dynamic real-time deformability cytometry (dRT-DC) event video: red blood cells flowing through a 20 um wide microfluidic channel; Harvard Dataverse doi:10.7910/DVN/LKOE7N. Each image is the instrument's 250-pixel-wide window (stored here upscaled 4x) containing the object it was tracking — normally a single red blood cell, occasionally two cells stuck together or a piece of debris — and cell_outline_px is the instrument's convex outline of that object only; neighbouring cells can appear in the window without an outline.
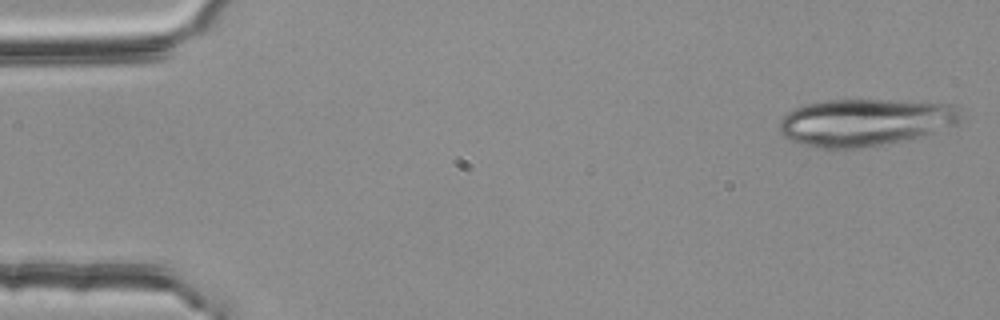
{"species": "common noctule bat (a hibernating species)", "species_latin": "Nyctalus noctula", "temperature_condition": "room temperature", "stored_images_in_passage": 52, "camera_frame_rate_fps": 3000, "um_per_image_px": 0.085, "animal": {"sex": "female", "body_mass_g": 25.1}, "frame": {"image": 1, "passage_image": 1, "time_ms": 0.0, "image_size_px": [1000, 320], "cell_outline_px": [[960, 120], [956, 124], [916, 136], [900, 140], [880, 144], [856, 148], [816, 148], [800, 144], [788, 140], [780, 132], [780, 120], [792, 108], [804, 104], [824, 100], [912, 100], [952, 104], [960, 108]], "centroid_in_image_um": [73.47, 10.36], "position_along_channel_um": 11.5, "area_um2": 49.71}}
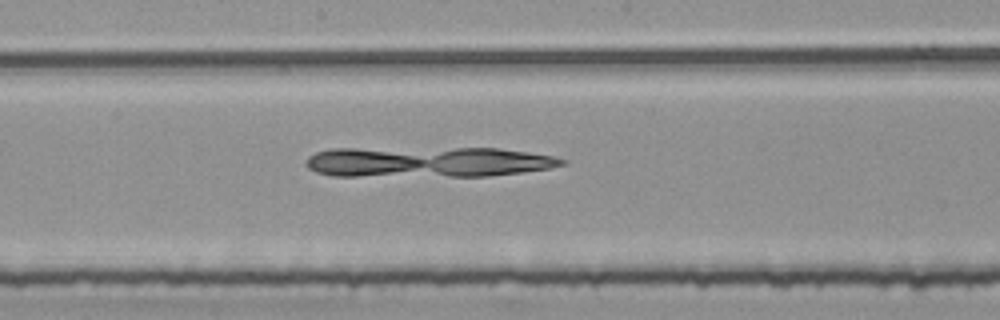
{"frame": {"image": 2, "passage_image": 27, "time_ms": 8.667, "image_size_px": [1000, 320], "cell_outline_px": [[568, 164], [548, 168], [520, 172], [488, 176], [332, 176], [316, 172], [308, 168], [304, 164], [304, 160], [308, 156], [316, 152], [328, 148], [496, 148], [552, 156], [568, 160]], "centroid_in_image_um": [36.27, 13.76], "position_along_channel_um": 211.9, "area_um2": 45.84}}
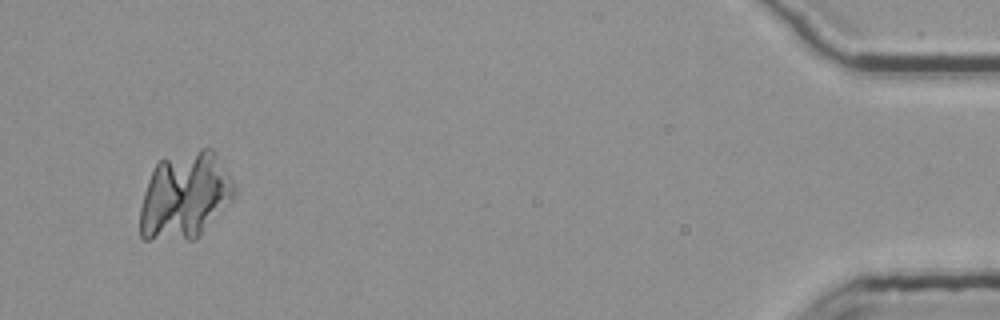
{"frame": {"image": 3, "passage_image": 50, "time_ms": 16.333, "image_size_px": [1000, 320], "cell_outline_px": [[236, 192], [196, 240], [144, 240], [140, 236], [140, 208], [144, 192], [148, 180], [156, 164], [160, 160], [200, 148], [212, 148], [216, 152], [232, 180], [236, 188]], "centroid_in_image_um": [15.69, 16.65], "position_along_channel_um": 419.5, "area_um2": 47.51}}